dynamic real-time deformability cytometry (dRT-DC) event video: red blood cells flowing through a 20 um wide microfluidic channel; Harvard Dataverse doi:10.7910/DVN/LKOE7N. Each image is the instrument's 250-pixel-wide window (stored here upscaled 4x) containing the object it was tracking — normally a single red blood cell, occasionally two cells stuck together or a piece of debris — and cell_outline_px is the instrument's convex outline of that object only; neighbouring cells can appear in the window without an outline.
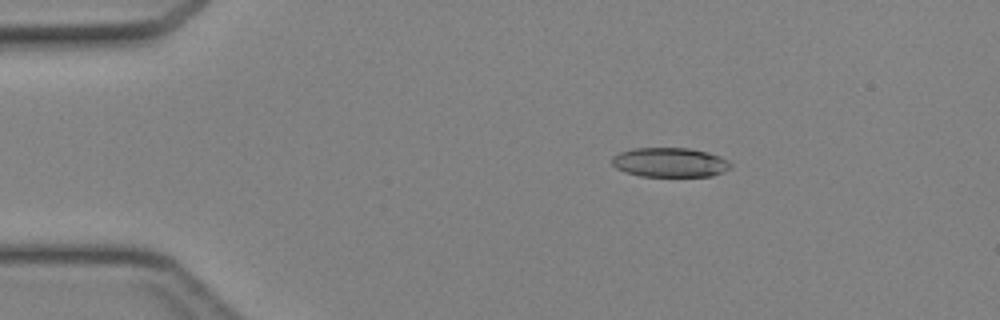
{"species": "Egyptian fruit bat (a non-hibernating species)", "species_latin": "Rousettus aegyptiacus", "temperature_condition": "cold", "stored_images_in_passage": 45, "camera_frame_rate_fps": 3000, "um_per_image_px": 0.085, "animal": {"sex": "female"}, "frame": {"image": 1, "passage_image": 8, "time_ms": 2.333, "image_size_px": [1000, 320], "cell_outline_px": [[732, 168], [712, 176], [640, 176], [624, 172], [616, 168], [612, 164], [612, 156], [620, 152], [632, 148], [688, 148], [708, 152], [720, 156], [728, 160], [732, 164]], "centroid_in_image_um": [56.94, 13.8], "position_along_channel_um": 28.1, "area_um2": 20.52}}
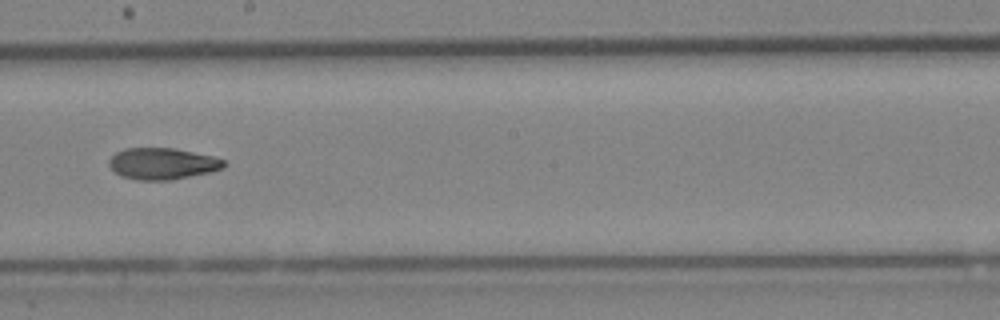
{"frame": {"image": 2, "passage_image": 26, "time_ms": 8.333, "image_size_px": [1000, 320], "cell_outline_px": [[228, 164], [224, 168], [212, 172], [168, 180], [136, 180], [120, 176], [108, 164], [108, 160], [116, 152], [124, 148], [172, 148], [212, 156], [224, 160]], "centroid_in_image_um": [13.81, 13.91], "position_along_channel_um": 234.4, "area_um2": 21.1}}
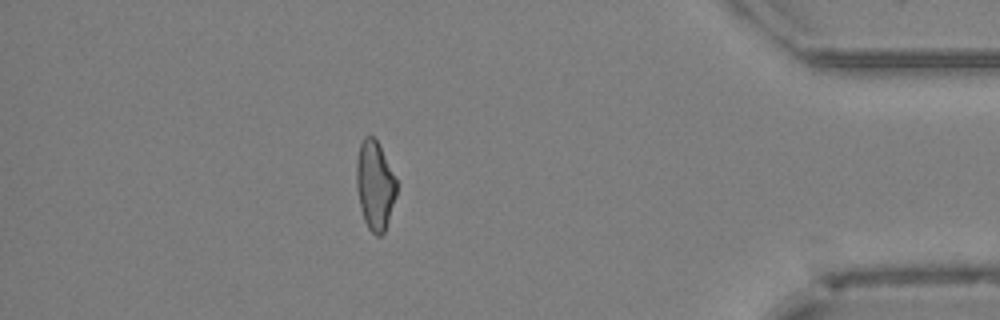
{"frame": {"image": 3, "passage_image": 40, "time_ms": 13.0, "image_size_px": [1000, 320], "cell_outline_px": [[396, 196], [384, 232], [380, 236], [376, 236], [368, 228], [364, 220], [360, 208], [356, 188], [356, 160], [360, 144], [364, 136], [372, 136], [376, 140], [396, 180]], "centroid_in_image_um": [31.83, 15.78], "position_along_channel_um": 403.4, "area_um2": 20.52}}